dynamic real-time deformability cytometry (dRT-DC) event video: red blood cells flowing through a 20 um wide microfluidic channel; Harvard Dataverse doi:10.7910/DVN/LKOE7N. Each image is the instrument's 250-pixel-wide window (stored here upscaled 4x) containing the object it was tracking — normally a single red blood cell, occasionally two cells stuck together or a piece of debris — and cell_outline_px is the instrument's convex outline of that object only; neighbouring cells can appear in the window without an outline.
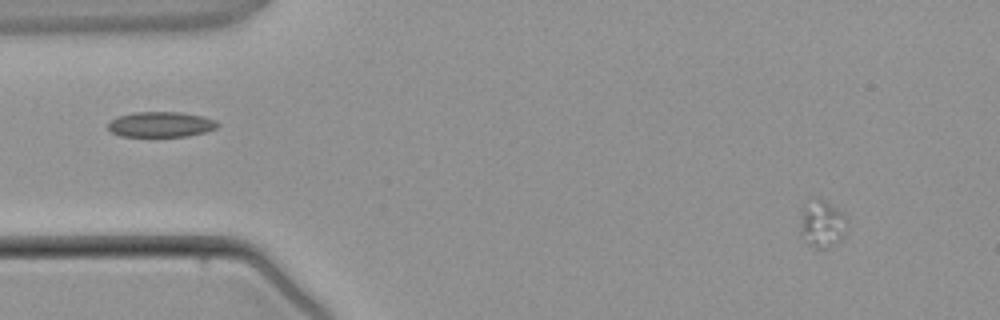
{"species": "common noctule bat (a hibernating species)", "species_latin": "Nyctalus noctula", "temperature_condition": "warm", "stored_images_in_passage": 3, "camera_frame_rate_fps": 3000, "um_per_image_px": 0.085, "animal": {"sex": "male", "body_mass_g": 21.5, "forearm_length_mm": 52.0}, "frame": {"image": 1, "passage_image": 1, "time_ms": 0.0, "image_size_px": [1000, 320], "cell_outline_px": [[844, 236], [840, 240], [828, 248], [816, 248], [808, 244], [804, 240], [800, 232], [800, 224], [804, 204], [816, 196], [820, 196], [840, 212], [844, 216]], "centroid_in_image_um": [69.82, 19.01], "position_along_channel_um": 15.2, "area_um2": 12.72}}